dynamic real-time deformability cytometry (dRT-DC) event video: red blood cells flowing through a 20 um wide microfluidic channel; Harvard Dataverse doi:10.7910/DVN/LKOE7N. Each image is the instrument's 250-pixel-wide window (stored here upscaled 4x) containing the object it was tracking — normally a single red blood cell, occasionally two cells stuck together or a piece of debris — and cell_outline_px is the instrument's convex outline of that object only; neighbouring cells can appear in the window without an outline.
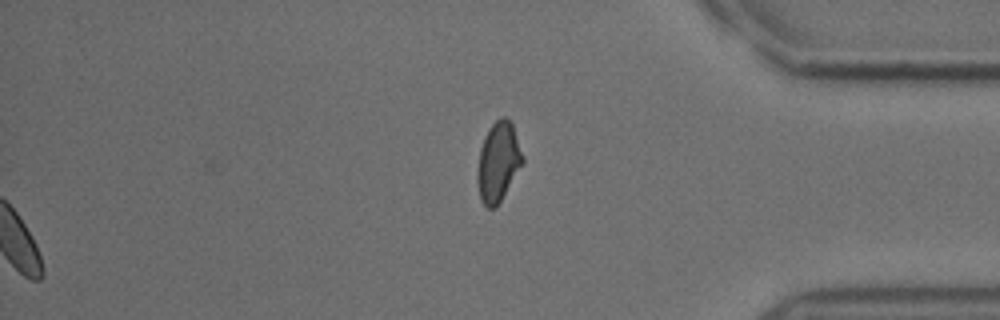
{"species": "common noctule bat (a hibernating species)", "species_latin": "Nyctalus noctula", "temperature_condition": "cold", "stored_images_in_passage": 47, "camera_frame_rate_fps": 3000, "um_per_image_px": 0.085, "animal": {"sex": "male", "body_mass_g": 18.8}, "frame": {"image": 1, "passage_image": 47, "time_ms": 15.333, "image_size_px": [1000, 320], "cell_outline_px": [[524, 160], [496, 208], [488, 208], [480, 200], [476, 180], [476, 172], [480, 148], [484, 136], [488, 128], [500, 116], [504, 116], [512, 124], [524, 156]], "centroid_in_image_um": [42.32, 13.76], "position_along_channel_um": 392.9, "area_um2": 20.98}}